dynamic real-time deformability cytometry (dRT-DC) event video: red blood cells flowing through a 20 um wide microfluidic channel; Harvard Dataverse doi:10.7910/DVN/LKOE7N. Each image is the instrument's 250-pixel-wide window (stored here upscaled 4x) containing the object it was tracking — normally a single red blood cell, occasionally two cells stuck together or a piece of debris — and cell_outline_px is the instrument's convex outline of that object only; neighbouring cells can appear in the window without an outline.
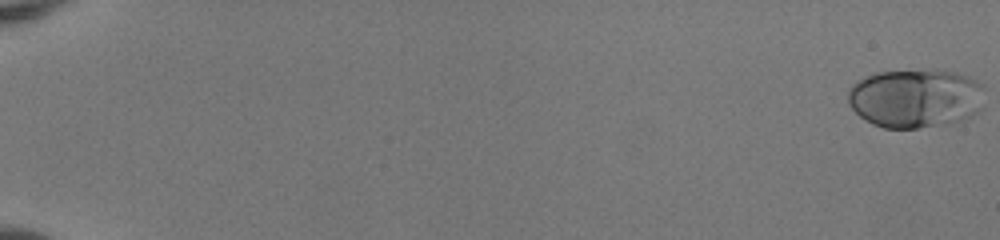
{"species": "human", "species_latin": "Homo sapiens", "temperature_condition": "room temperature", "stored_images_in_passage": 54, "camera_frame_rate_fps": 3000, "um_per_image_px": 0.085, "donor": {"sex": "female"}, "frame": {"image": 1, "passage_image": 1, "time_ms": 0.0, "image_size_px": [1000, 240], "cell_outline_px": [[984, 88], [980, 108], [976, 112], [960, 120], [948, 124], [916, 128], [884, 128], [872, 124], [864, 120], [848, 104], [848, 88], [856, 80], [876, 72], [956, 72], [968, 76], [984, 84]], "centroid_in_image_um": [77.78, 8.37], "position_along_channel_um": 7.2, "area_um2": 46.53}}
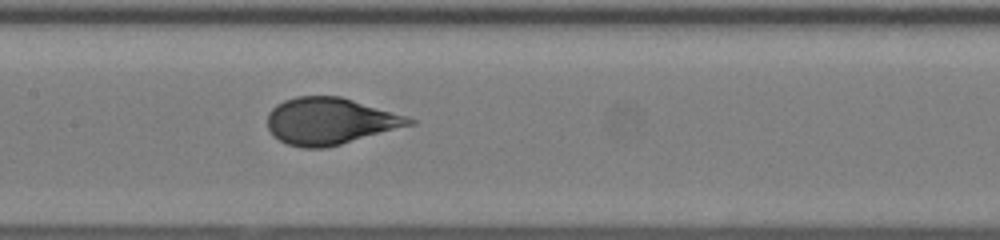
{"frame": {"image": 2, "passage_image": 30, "time_ms": 9.667, "image_size_px": [1000, 240], "cell_outline_px": [[416, 124], [340, 144], [324, 148], [304, 148], [288, 144], [280, 140], [268, 128], [268, 112], [276, 104], [284, 100], [296, 96], [340, 96], [404, 116], [416, 120]], "centroid_in_image_um": [28.03, 10.29], "position_along_channel_um": 179.4, "area_um2": 38.15}}
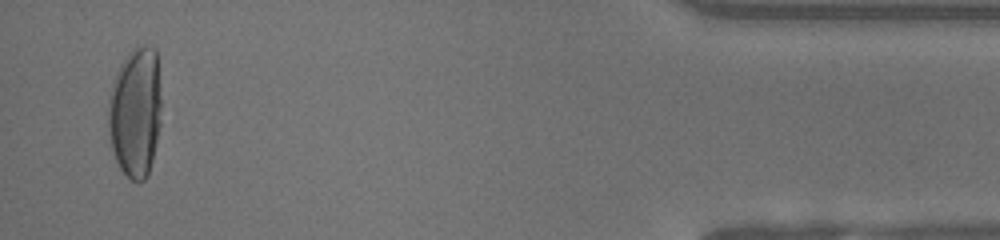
{"frame": {"image": 3, "passage_image": 53, "time_ms": 17.333, "image_size_px": [1000, 240], "cell_outline_px": [[160, 124], [156, 144], [148, 176], [144, 180], [132, 180], [120, 168], [116, 160], [112, 148], [108, 128], [108, 104], [112, 88], [120, 64], [128, 52], [132, 48], [144, 44], [156, 48], [160, 96]], "centroid_in_image_um": [11.51, 9.51], "position_along_channel_um": 423.7, "area_um2": 40.11}, "authors_computed_cell_mechanics": {"area_um2": 39.4196, "velocity_mm_per_s": 3.9824, "shape_relaxation_time_tau1_ms": 5.6474, "shape_relaxation_time_tau2_ms": null, "deformation_change_tau1": 0.2282, "deformation_change_tau2": null}}